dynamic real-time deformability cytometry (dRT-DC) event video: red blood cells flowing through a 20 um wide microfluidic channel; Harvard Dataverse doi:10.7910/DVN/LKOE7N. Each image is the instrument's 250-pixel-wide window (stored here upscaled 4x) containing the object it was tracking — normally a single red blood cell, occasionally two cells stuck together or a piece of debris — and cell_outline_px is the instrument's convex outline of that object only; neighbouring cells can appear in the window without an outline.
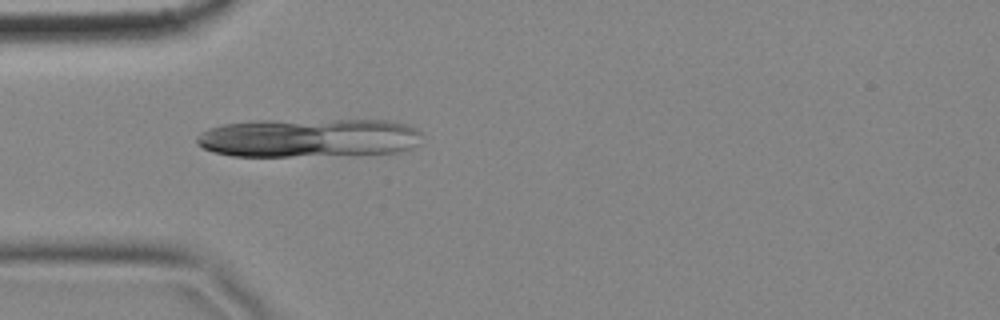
{"species": "common noctule bat (a hibernating species)", "species_latin": "Nyctalus noctula", "temperature_condition": "cold", "stored_images_in_passage": 1, "camera_frame_rate_fps": 3000, "um_per_image_px": 0.085, "animal": {"sex": "female", "body_mass_g": 18.4}, "frame": {"image": 1, "passage_image": 1, "time_ms": 0.0, "image_size_px": [1000, 320], "cell_outline_px": [[420, 132], [416, 144], [412, 148], [396, 152], [356, 156], [232, 156], [216, 152], [204, 148], [196, 144], [196, 136], [200, 132], [208, 128], [224, 124], [252, 120], [388, 120], [408, 124], [416, 128]], "centroid_in_image_um": [26.25, 11.72], "position_along_channel_um": 58.8, "area_um2": 51.85}}